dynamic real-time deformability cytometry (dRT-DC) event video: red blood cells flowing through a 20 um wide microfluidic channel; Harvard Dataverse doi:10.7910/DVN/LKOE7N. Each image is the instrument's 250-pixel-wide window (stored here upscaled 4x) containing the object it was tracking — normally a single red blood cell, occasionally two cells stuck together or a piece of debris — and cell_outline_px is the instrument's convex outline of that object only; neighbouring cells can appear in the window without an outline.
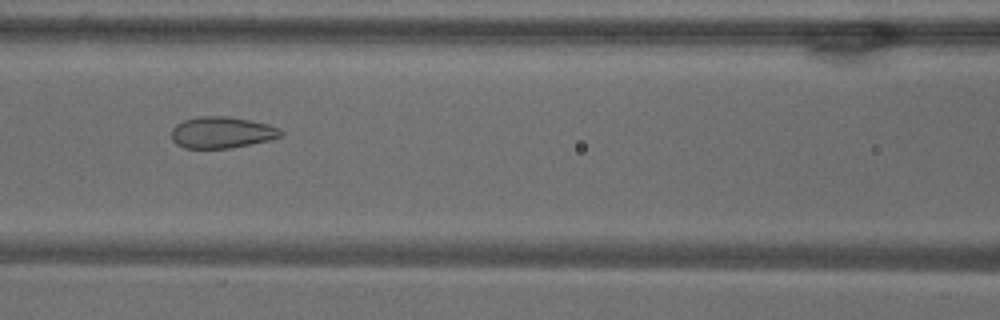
{"species": "common noctule bat (a hibernating species)", "species_latin": "Nyctalus noctula", "temperature_condition": "warm", "stored_images_in_passage": 54, "camera_frame_rate_fps": 3000, "um_per_image_px": 0.085, "animal": {"sex": "male", "body_mass_g": 18.8}, "frame": {"image": 1, "passage_image": 24, "time_ms": 7.667, "image_size_px": [1000, 320], "cell_outline_px": [[284, 136], [272, 140], [228, 148], [184, 148], [176, 144], [172, 140], [172, 128], [176, 124], [184, 120], [200, 116], [228, 116], [268, 124], [280, 128], [284, 132]], "centroid_in_image_um": [18.89, 11.26], "position_along_channel_um": 147.7, "area_um2": 20.17}}
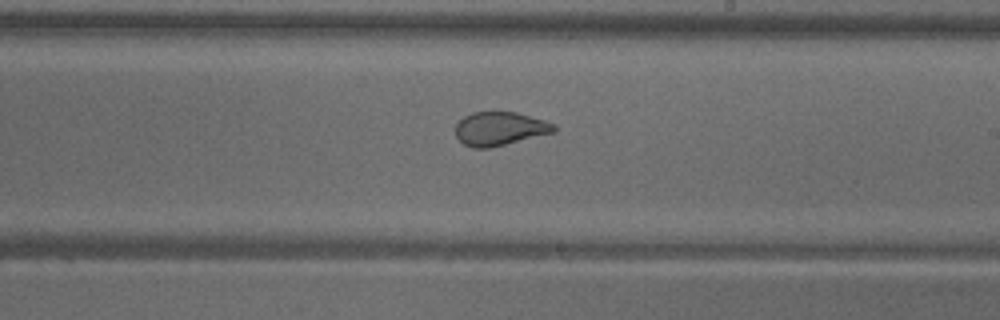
{"frame": {"image": 2, "passage_image": 32, "time_ms": 10.333, "image_size_px": [1000, 320], "cell_outline_px": [[556, 132], [488, 148], [472, 148], [464, 144], [456, 136], [456, 124], [464, 116], [472, 112], [516, 112], [544, 120], [556, 124]], "centroid_in_image_um": [42.49, 10.93], "position_along_channel_um": 246.5, "area_um2": 19.25}}
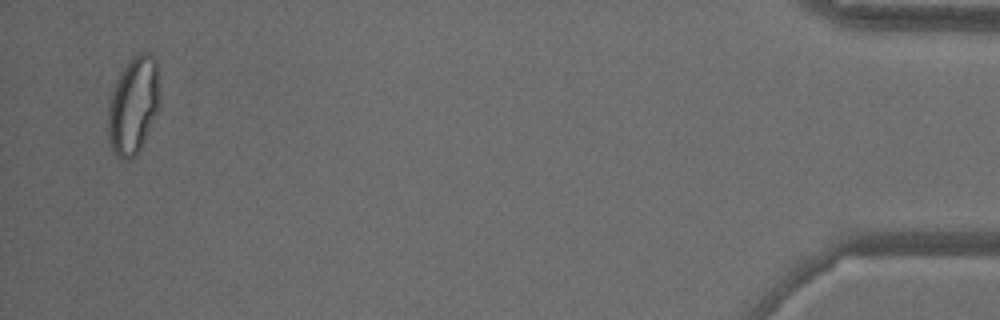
{"frame": {"image": 3, "passage_image": 53, "time_ms": 17.333, "image_size_px": [1000, 320], "cell_outline_px": [[160, 108], [136, 156], [128, 160], [120, 160], [112, 152], [108, 140], [108, 108], [112, 92], [116, 80], [120, 72], [140, 52], [148, 52], [156, 60], [160, 84]], "centroid_in_image_um": [11.35, 9.0], "position_along_channel_um": 423.8, "area_um2": 29.65}, "authors_computed_cell_mechanics": {"area_um2": 24.9118, "velocity_mm_per_s": 3.7177, "shape_relaxation_time_tau1_ms": null, "shape_relaxation_time_tau2_ms": 0.8498, "deformation_change_tau1": null, "deformation_change_tau2": 0.0674}}